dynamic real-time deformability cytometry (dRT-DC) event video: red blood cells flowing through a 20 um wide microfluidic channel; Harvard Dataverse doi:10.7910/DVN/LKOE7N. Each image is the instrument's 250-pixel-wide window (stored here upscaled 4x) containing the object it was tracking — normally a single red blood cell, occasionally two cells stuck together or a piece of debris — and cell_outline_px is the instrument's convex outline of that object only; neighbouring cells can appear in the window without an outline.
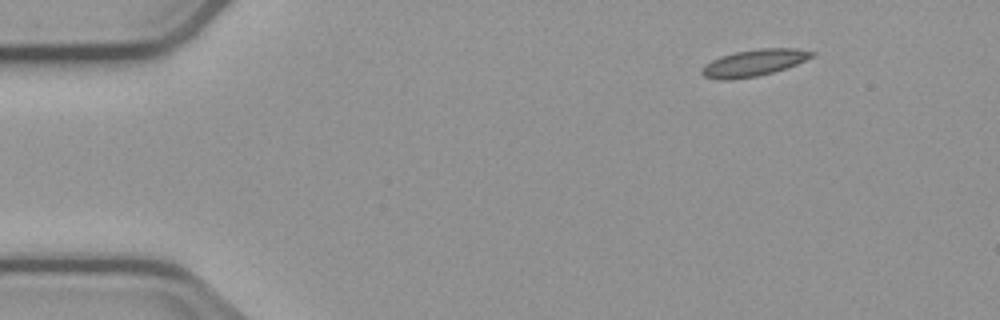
{"species": "common noctule bat (a hibernating species)", "species_latin": "Nyctalus noctula", "temperature_condition": "cold", "stored_images_in_passage": 2, "camera_frame_rate_fps": 3000, "um_per_image_px": 0.085, "animal": {"sex": "male", "body_mass_g": 23.1, "forearm_length_mm": 52.7}, "frame": {"image": 1, "passage_image": 1, "time_ms": 0.0, "image_size_px": [1000, 320], "cell_outline_px": [[816, 56], [796, 64], [772, 72], [756, 76], [728, 80], [720, 80], [704, 76], [700, 72], [700, 68], [704, 64], [720, 56], [732, 52], [760, 48], [796, 48], [816, 52]], "centroid_in_image_um": [64.07, 5.32], "position_along_channel_um": 20.9, "area_um2": 17.22}}